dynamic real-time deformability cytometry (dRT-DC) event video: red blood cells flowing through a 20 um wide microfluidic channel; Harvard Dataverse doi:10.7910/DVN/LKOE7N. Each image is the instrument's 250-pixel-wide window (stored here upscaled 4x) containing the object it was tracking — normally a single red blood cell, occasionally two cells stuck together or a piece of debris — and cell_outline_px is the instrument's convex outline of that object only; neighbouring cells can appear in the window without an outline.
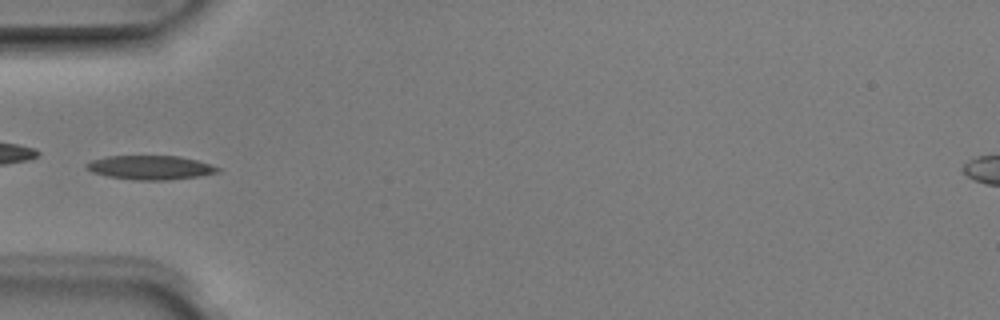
{"species": "Egyptian fruit bat (a non-hibernating species)", "species_latin": "Rousettus aegyptiacus", "temperature_condition": "room temperature", "stored_images_in_passage": 5, "camera_frame_rate_fps": 3000, "um_per_image_px": 0.085, "animal": {"sex": "male"}, "frame": {"image": 1, "passage_image": 5, "time_ms": 1.333, "image_size_px": [1000, 320], "cell_outline_px": [[220, 172], [200, 176], [168, 180], [132, 180], [108, 176], [92, 172], [84, 168], [84, 164], [92, 160], [108, 156], [180, 156], [196, 160], [220, 168]], "centroid_in_image_um": [12.75, 14.24], "position_along_channel_um": 72.2, "area_um2": 18.44}}